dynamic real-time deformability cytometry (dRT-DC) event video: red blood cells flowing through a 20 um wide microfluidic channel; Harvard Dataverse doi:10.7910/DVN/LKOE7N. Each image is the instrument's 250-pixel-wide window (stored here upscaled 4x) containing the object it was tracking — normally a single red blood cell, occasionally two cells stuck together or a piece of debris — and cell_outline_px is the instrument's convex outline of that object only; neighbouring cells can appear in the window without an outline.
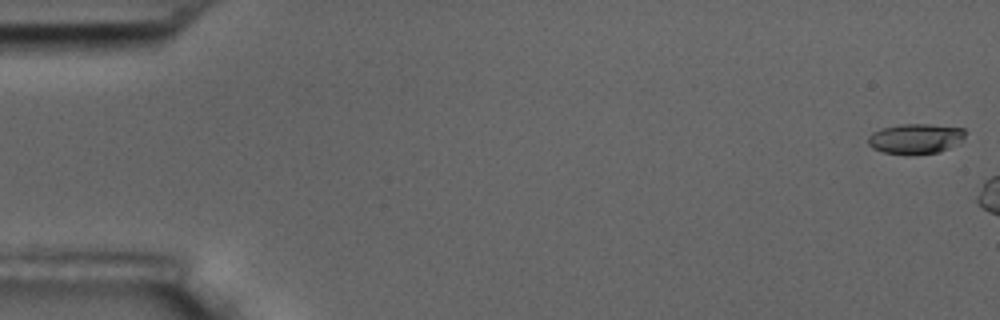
{"species": "common noctule bat (a hibernating species)", "species_latin": "Nyctalus noctula", "temperature_condition": "room temperature", "stored_images_in_passage": 3, "camera_frame_rate_fps": 3000, "um_per_image_px": 0.085, "animal": {"sex": "male", "body_mass_g": 17.5, "forearm_length_mm": 52.3}, "frame": {"image": 1, "passage_image": 1, "time_ms": 0.0, "image_size_px": [1000, 320], "cell_outline_px": [[968, 132], [960, 140], [948, 148], [940, 152], [912, 156], [884, 152], [872, 148], [868, 144], [868, 136], [872, 132], [880, 128], [900, 124], [928, 124], [964, 128]], "centroid_in_image_um": [77.79, 11.79], "position_along_channel_um": 7.2, "area_um2": 17.34}}